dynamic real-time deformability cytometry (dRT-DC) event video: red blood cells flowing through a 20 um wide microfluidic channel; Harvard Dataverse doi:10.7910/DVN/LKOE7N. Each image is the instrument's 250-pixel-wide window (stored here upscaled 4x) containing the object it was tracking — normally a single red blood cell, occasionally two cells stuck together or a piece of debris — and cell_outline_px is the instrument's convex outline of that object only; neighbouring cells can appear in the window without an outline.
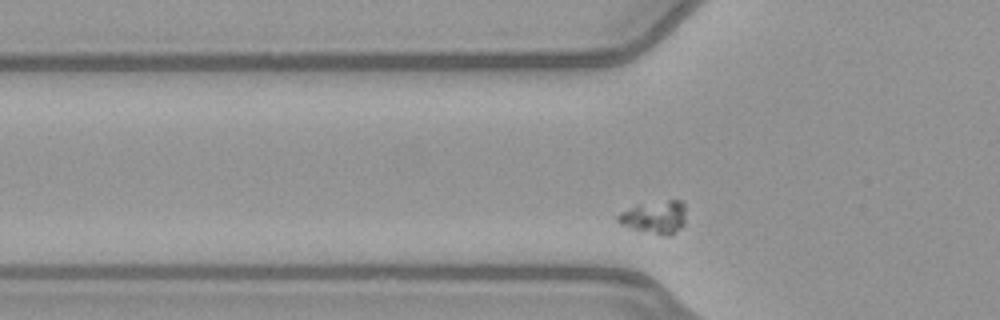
{"species": "common noctule bat (a hibernating species)", "species_latin": "Nyctalus noctula", "temperature_condition": "warm", "stored_images_in_passage": 36, "camera_frame_rate_fps": 3000, "um_per_image_px": 0.085, "animal": {"sex": "female", "body_mass_g": 21.9}, "frame": {"image": 1, "passage_image": 9, "time_ms": 2.667, "image_size_px": [1000, 320], "cell_outline_px": [[684, 224], [680, 228], [668, 236], [632, 228], [620, 224], [616, 220], [616, 216], [620, 212], [640, 204], [668, 200], [684, 200]], "centroid_in_image_um": [55.65, 18.44], "position_along_channel_um": 70.1, "area_um2": 12.77}}
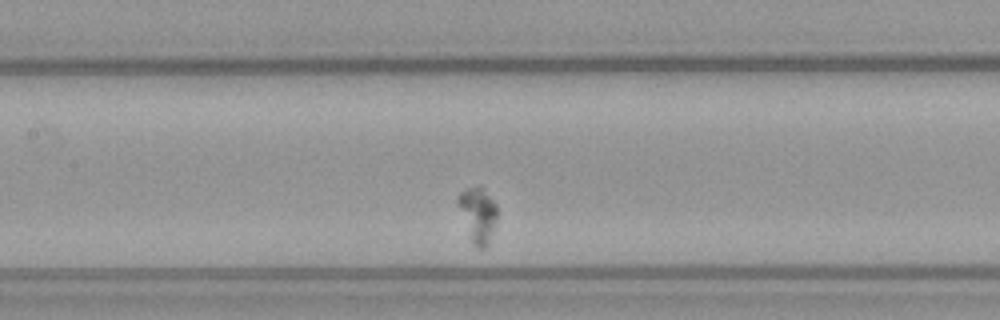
{"frame": {"image": 2, "passage_image": 17, "time_ms": 5.333, "image_size_px": [1000, 320], "cell_outline_px": [[496, 216], [488, 248], [476, 248], [472, 244], [468, 236], [456, 200], [456, 196], [460, 192], [468, 188], [480, 184], [496, 204]], "centroid_in_image_um": [40.58, 18.26], "position_along_channel_um": 166.8, "area_um2": 12.72}}
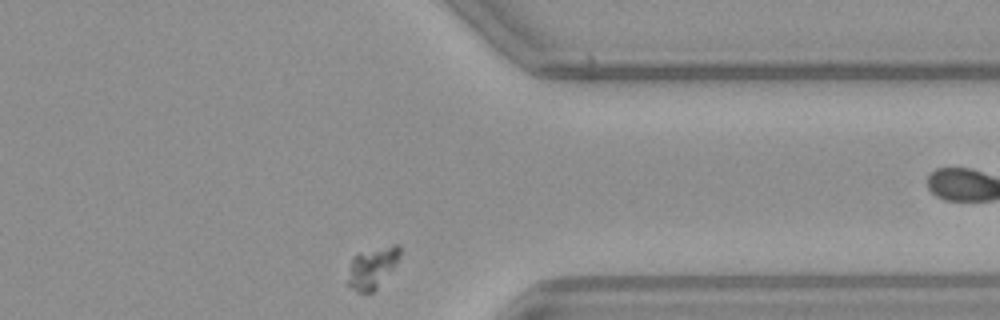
{"frame": {"image": 3, "passage_image": 35, "time_ms": 11.333, "image_size_px": [1000, 320], "cell_outline_px": [[400, 256], [376, 288], [372, 292], [356, 292], [348, 284], [348, 280], [352, 256], [360, 252], [392, 244], [400, 244]], "centroid_in_image_um": [31.62, 22.72], "position_along_channel_um": 379.8, "area_um2": 12.08}}